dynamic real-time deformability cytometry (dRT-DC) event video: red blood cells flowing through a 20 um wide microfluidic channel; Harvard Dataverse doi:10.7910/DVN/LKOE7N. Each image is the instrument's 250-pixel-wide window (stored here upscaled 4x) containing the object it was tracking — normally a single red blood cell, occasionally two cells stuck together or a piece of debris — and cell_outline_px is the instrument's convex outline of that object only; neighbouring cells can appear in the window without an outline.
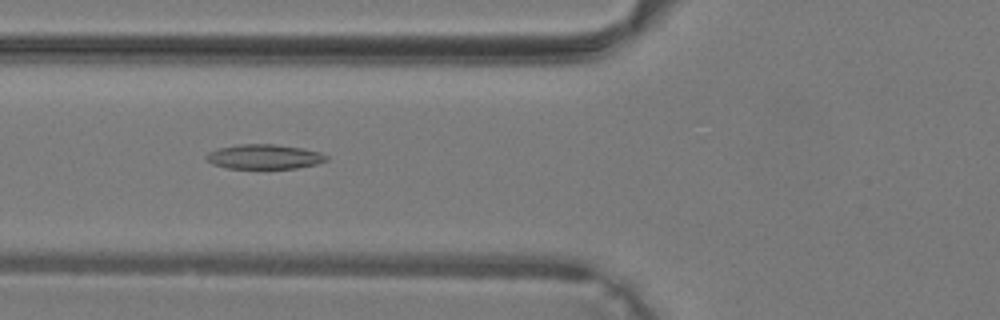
{"species": "common noctule bat (a hibernating species)", "species_latin": "Nyctalus noctula", "temperature_condition": "warm", "stored_images_in_passage": 41, "camera_frame_rate_fps": 3000, "um_per_image_px": 0.085, "animal": {"sex": "male", "body_mass_g": 19.2, "forearm_length_mm": 51.8}, "frame": {"image": 1, "passage_image": 16, "time_ms": 5.0, "image_size_px": [1000, 320], "cell_outline_px": [[328, 160], [316, 164], [296, 168], [224, 168], [212, 164], [204, 156], [208, 152], [216, 148], [240, 144], [272, 144], [300, 148], [320, 152], [328, 156]], "centroid_in_image_um": [22.42, 13.32], "position_along_channel_um": 103.4, "area_um2": 17.22}}
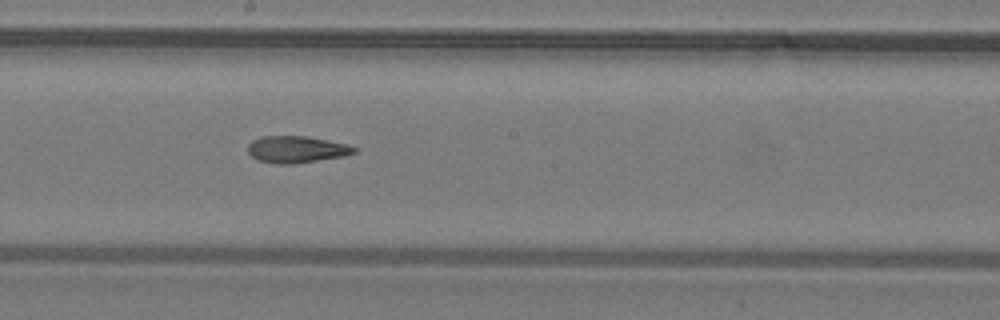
{"frame": {"image": 2, "passage_image": 23, "time_ms": 7.333, "image_size_px": [1000, 320], "cell_outline_px": [[356, 152], [344, 156], [292, 164], [276, 164], [260, 160], [252, 156], [248, 152], [248, 144], [252, 140], [264, 136], [308, 136], [344, 144], [356, 148]], "centroid_in_image_um": [25.17, 12.7], "position_along_channel_um": 223.0, "area_um2": 16.36}}
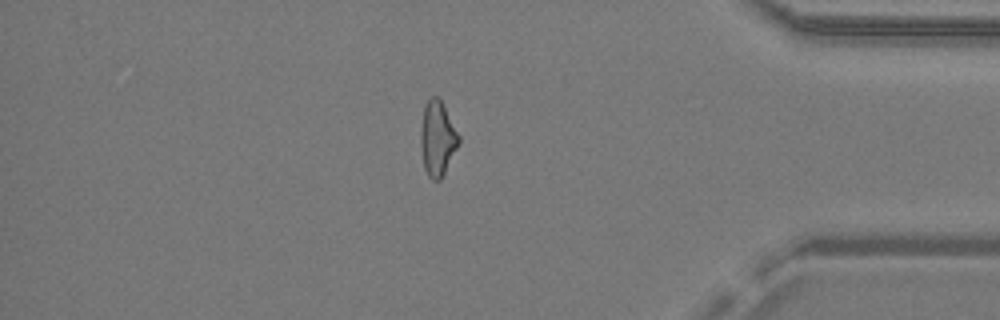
{"frame": {"image": 3, "passage_image": 35, "time_ms": 11.333, "image_size_px": [1000, 320], "cell_outline_px": [[460, 140], [440, 180], [432, 180], [428, 176], [424, 168], [420, 148], [420, 128], [424, 108], [428, 100], [432, 96], [436, 96], [440, 100], [460, 136]], "centroid_in_image_um": [37.15, 11.78], "position_along_channel_um": 398.0, "area_um2": 16.3}}